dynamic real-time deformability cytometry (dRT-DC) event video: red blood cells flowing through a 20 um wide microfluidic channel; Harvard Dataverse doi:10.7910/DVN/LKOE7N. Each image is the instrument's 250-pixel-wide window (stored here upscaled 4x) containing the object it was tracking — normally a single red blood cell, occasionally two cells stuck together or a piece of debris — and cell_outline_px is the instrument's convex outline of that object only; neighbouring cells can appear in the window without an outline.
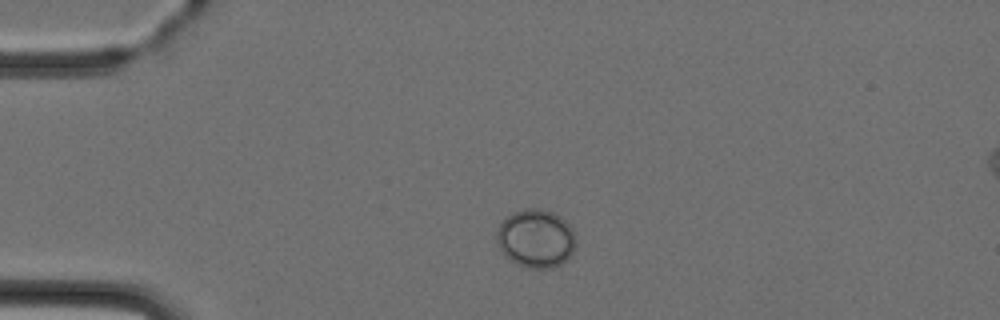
{"species": "Egyptian fruit bat (a non-hibernating species)", "species_latin": "Rousettus aegyptiacus", "temperature_condition": "cold", "stored_images_in_passage": 4, "camera_frame_rate_fps": 3000, "um_per_image_px": 0.085, "animal": {"sex": "female"}, "frame": {"image": 1, "passage_image": 2, "time_ms": 1.333, "image_size_px": [1000, 320], "cell_outline_px": [[576, 248], [560, 264], [552, 268], [528, 268], [516, 264], [504, 256], [496, 240], [496, 232], [500, 224], [512, 212], [524, 208], [540, 208], [552, 212], [560, 216], [572, 228], [576, 244]], "centroid_in_image_um": [45.53, 20.27], "position_along_channel_um": 39.5, "area_um2": 26.99}}
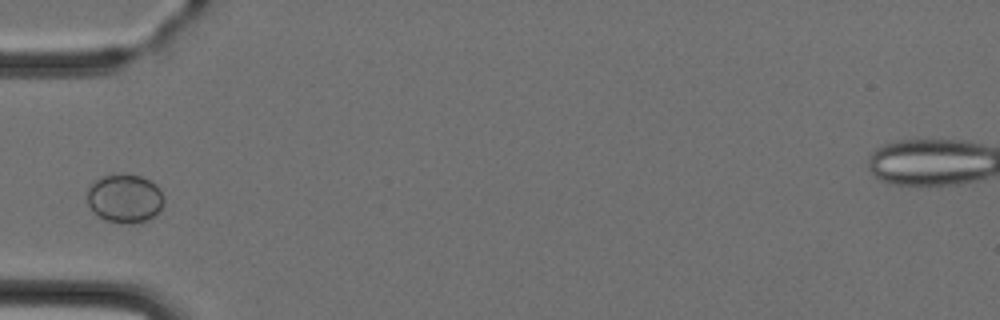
{"frame": {"image": 2, "passage_image": 3, "time_ms": 3.0, "image_size_px": [1000, 320], "cell_outline_px": [[164, 204], [152, 216], [144, 220], [132, 224], [104, 220], [88, 204], [88, 188], [96, 180], [104, 176], [124, 172], [140, 176], [156, 184], [160, 188], [164, 196]], "centroid_in_image_um": [10.63, 16.83], "position_along_channel_um": 74.4, "area_um2": 21.56}}